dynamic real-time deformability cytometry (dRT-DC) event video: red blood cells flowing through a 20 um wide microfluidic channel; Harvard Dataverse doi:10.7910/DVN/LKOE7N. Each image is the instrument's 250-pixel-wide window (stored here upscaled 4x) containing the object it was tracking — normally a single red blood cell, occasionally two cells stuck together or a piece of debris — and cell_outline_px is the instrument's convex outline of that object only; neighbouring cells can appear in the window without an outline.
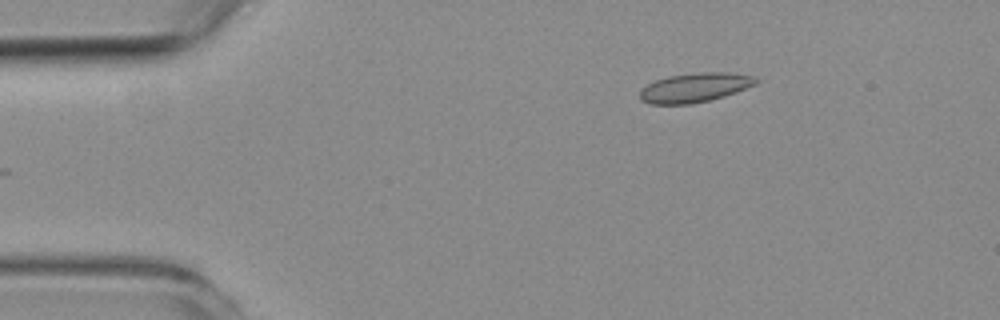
{"species": "common noctule bat (a hibernating species)", "species_latin": "Nyctalus noctula", "temperature_condition": "room temperature", "stored_images_in_passage": 46, "camera_frame_rate_fps": 3000, "um_per_image_px": 0.085, "animal": {"sex": "female", "body_mass_g": 19.3, "forearm_length_mm": 54.1}, "frame": {"image": 1, "passage_image": 1, "time_ms": 0.0, "image_size_px": [1000, 320], "cell_outline_px": [[764, 80], [756, 84], [736, 92], [724, 96], [692, 104], [652, 104], [640, 100], [640, 88], [656, 80], [668, 76], [700, 72], [728, 72], [756, 76]], "centroid_in_image_um": [59.11, 7.43], "position_along_channel_um": 25.9, "area_um2": 20.0}}
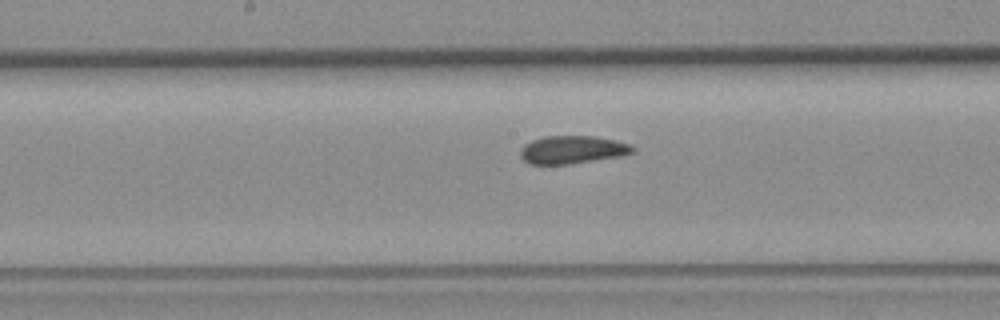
{"frame": {"image": 2, "passage_image": 20, "time_ms": 6.333, "image_size_px": [1000, 320], "cell_outline_px": [[636, 152], [624, 156], [568, 164], [528, 164], [520, 156], [520, 152], [524, 144], [532, 140], [544, 136], [592, 136], [612, 140], [628, 144], [636, 148]], "centroid_in_image_um": [48.66, 12.73], "position_along_channel_um": 199.5, "area_um2": 18.32}}
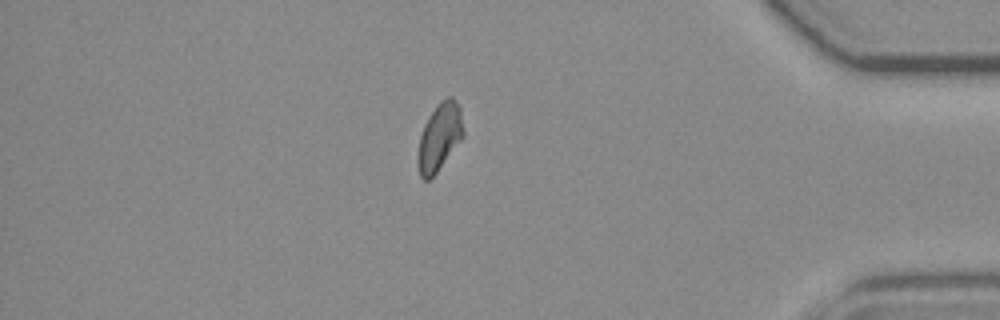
{"frame": {"image": 3, "passage_image": 39, "time_ms": 12.667, "image_size_px": [1000, 320], "cell_outline_px": [[464, 136], [436, 172], [428, 180], [424, 180], [420, 176], [416, 164], [416, 156], [420, 136], [424, 124], [428, 116], [436, 104], [440, 100], [448, 96], [452, 96], [460, 104], [464, 132]], "centroid_in_image_um": [37.34, 11.6], "position_along_channel_um": 397.9, "area_um2": 18.21}, "authors_computed_cell_mechanics": {"area_um2": 18.4382, "velocity_mm_per_s": 3.7432, "shape_relaxation_time_tau1_ms": null, "shape_relaxation_time_tau2_ms": 2.075, "deformation_change_tau1": null, "deformation_change_tau2": 0.0391}}